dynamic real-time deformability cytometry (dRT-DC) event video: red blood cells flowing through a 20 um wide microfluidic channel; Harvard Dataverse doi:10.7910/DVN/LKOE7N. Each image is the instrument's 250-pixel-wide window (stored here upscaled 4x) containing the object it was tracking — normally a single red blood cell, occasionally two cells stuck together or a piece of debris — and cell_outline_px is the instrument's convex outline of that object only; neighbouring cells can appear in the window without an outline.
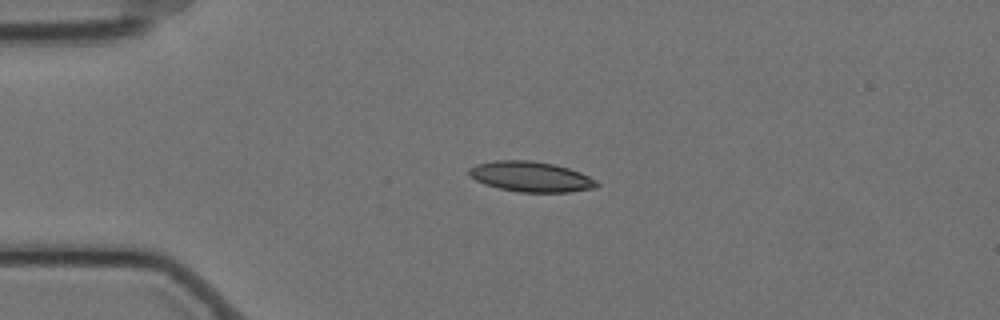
{"species": "Egyptian fruit bat (a non-hibernating species)", "species_latin": "Rousettus aegyptiacus", "temperature_condition": "cold", "stored_images_in_passage": 6, "camera_frame_rate_fps": 3000, "um_per_image_px": 0.085, "animal": {"sex": "female"}, "frame": {"image": 1, "passage_image": 5, "time_ms": 1.333, "image_size_px": [1000, 320], "cell_outline_px": [[600, 184], [596, 188], [568, 192], [520, 192], [500, 188], [484, 184], [468, 176], [468, 168], [476, 164], [496, 160], [532, 160], [552, 164], [568, 168], [580, 172], [596, 180]], "centroid_in_image_um": [45.11, 15.01], "position_along_channel_um": 39.9, "area_um2": 22.6}}